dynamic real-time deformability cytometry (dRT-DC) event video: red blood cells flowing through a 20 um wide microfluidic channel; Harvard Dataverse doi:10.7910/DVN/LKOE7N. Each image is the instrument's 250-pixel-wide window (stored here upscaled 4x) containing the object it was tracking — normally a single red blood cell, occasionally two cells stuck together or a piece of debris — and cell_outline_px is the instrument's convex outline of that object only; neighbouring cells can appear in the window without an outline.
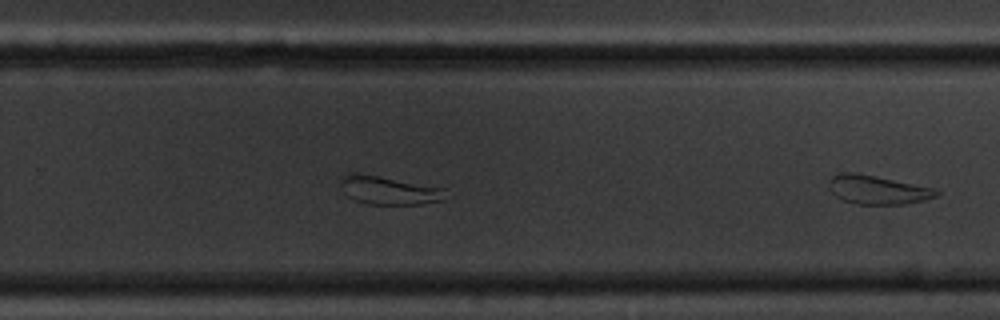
{"species": "common noctule bat (a hibernating species)", "species_latin": "Nyctalus noctula", "temperature_condition": "cold", "stored_images_in_passage": 24, "segment_of_instrument_passage": [2, 2], "camera_frame_rate_fps": 3000, "um_per_image_px": 0.085, "animal": {"sex": "male", "body_mass_g": 20.1, "forearm_length_mm": 53.5}, "frame": {"image": 1, "passage_image": 24, "time_ms": 7.667, "image_size_px": [1000, 320], "cell_outline_px": [[940, 196], [924, 200], [904, 204], [856, 204], [844, 200], [836, 196], [828, 188], [828, 180], [836, 172], [856, 172], [876, 176], [932, 188], [940, 192]], "centroid_in_image_um": [74.54, 16.12], "position_along_channel_um": 255.3, "area_um2": 18.09}}